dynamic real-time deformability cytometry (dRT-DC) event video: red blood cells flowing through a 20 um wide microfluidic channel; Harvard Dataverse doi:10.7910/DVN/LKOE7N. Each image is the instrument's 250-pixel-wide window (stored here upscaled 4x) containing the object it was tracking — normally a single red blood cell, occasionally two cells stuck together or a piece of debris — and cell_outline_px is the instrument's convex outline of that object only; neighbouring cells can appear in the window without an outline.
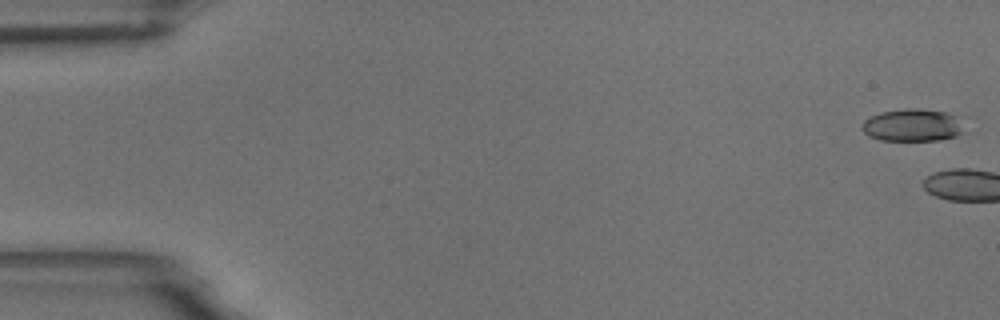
{"species": "common noctule bat (a hibernating species)", "species_latin": "Nyctalus noctula", "temperature_condition": "room temperature", "stored_images_in_passage": 4, "camera_frame_rate_fps": 3000, "um_per_image_px": 0.085, "animal": {"sex": "male", "body_mass_g": 18.8}, "frame": {"image": 1, "passage_image": 1, "time_ms": 0.0, "image_size_px": [1000, 320], "cell_outline_px": [[960, 132], [956, 136], [940, 140], [880, 140], [868, 136], [860, 128], [864, 120], [880, 112], [908, 108], [912, 108], [948, 112], [952, 116]], "centroid_in_image_um": [77.41, 10.65], "position_along_channel_um": 7.6, "area_um2": 18.67}}